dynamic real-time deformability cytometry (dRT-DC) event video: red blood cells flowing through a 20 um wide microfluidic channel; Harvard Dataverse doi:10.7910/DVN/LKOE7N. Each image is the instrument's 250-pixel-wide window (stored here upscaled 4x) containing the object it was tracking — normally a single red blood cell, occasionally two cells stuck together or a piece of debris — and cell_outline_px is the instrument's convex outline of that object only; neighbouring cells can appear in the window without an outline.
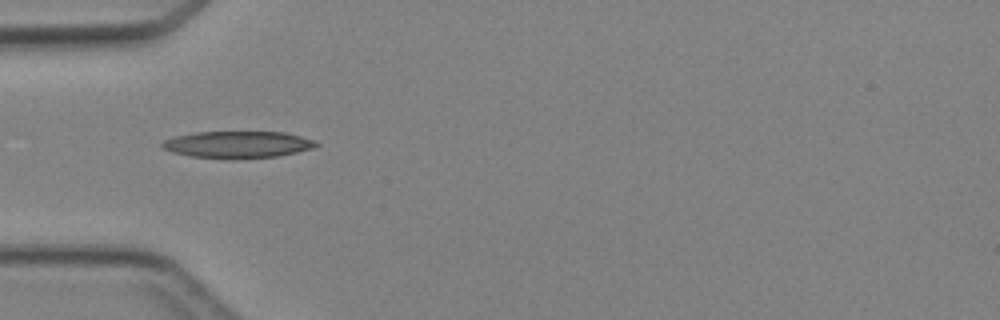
{"species": "Egyptian fruit bat (a non-hibernating species)", "species_latin": "Rousettus aegyptiacus", "temperature_condition": "cold", "stored_images_in_passage": 4, "camera_frame_rate_fps": 3000, "um_per_image_px": 0.085, "animal": {"sex": "female"}, "frame": {"image": 1, "passage_image": 3, "time_ms": 2.333, "image_size_px": [1000, 320], "cell_outline_px": [[320, 144], [312, 148], [296, 152], [276, 156], [192, 156], [172, 152], [164, 148], [160, 144], [164, 140], [172, 136], [196, 132], [284, 132], [316, 140]], "centroid_in_image_um": [20.21, 12.23], "position_along_channel_um": 64.8, "area_um2": 23.06}}
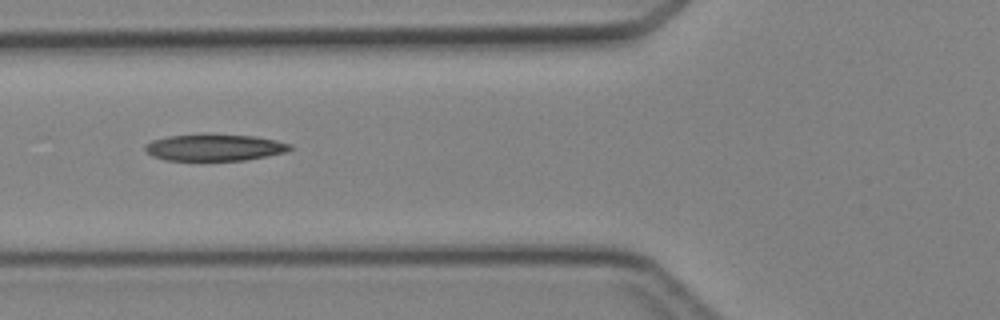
{"frame": {"image": 2, "passage_image": 4, "time_ms": 3.333, "image_size_px": [1000, 320], "cell_outline_px": [[292, 148], [284, 152], [244, 160], [164, 160], [152, 156], [144, 148], [144, 144], [152, 140], [168, 136], [204, 132], [208, 132], [256, 136], [276, 140], [292, 144]], "centroid_in_image_um": [18.19, 12.49], "position_along_channel_um": 107.6, "area_um2": 23.06}}